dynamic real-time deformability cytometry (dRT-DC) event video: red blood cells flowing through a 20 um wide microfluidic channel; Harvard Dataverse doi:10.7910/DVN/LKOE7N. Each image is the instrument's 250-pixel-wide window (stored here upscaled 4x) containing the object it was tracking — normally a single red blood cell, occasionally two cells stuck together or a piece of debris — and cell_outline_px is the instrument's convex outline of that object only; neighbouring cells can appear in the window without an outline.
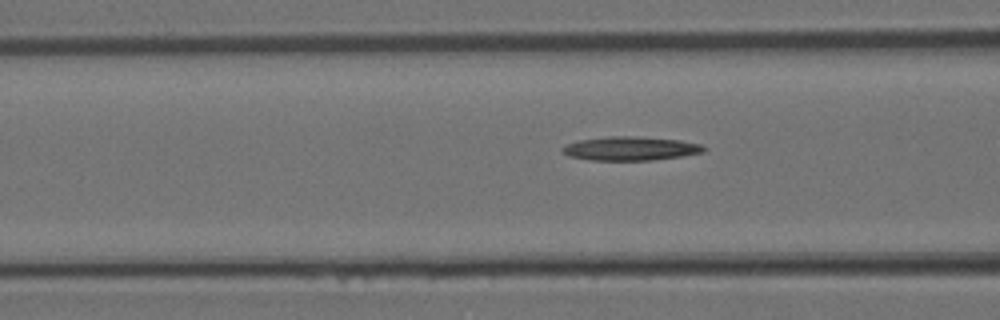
{"species": "Egyptian fruit bat (a non-hibernating species)", "species_latin": "Rousettus aegyptiacus", "temperature_condition": "room temperature", "stored_images_in_passage": 6, "camera_frame_rate_fps": 3000, "um_per_image_px": 0.085, "animal": {"sex": "female"}, "frame": {"image": 1, "passage_image": 6, "time_ms": 1.667, "image_size_px": [1000, 320], "cell_outline_px": [[708, 148], [704, 152], [680, 156], [652, 160], [588, 160], [568, 156], [560, 152], [560, 148], [576, 140], [608, 136], [636, 136], [680, 140], [700, 144]], "centroid_in_image_um": [53.54, 12.62], "position_along_channel_um": 113.1, "area_um2": 19.83}}